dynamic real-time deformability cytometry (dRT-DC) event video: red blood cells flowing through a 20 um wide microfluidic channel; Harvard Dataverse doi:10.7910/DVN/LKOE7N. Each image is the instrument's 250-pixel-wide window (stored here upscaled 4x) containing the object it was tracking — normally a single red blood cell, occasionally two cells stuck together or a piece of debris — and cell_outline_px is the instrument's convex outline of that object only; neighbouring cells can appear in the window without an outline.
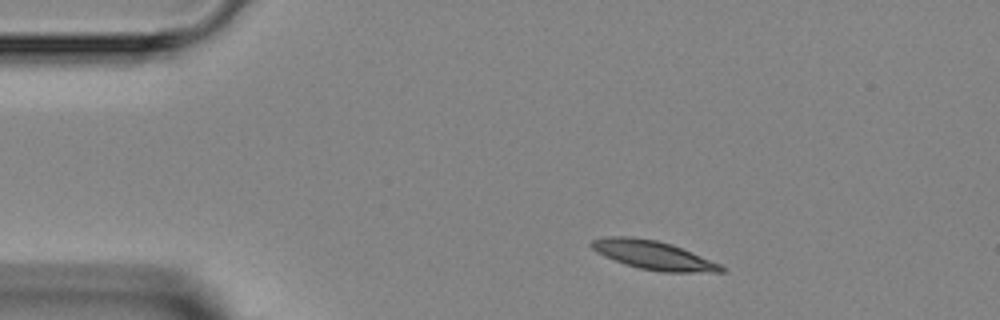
{"species": "Egyptian fruit bat (a non-hibernating species)", "species_latin": "Rousettus aegyptiacus", "temperature_condition": "room temperature", "stored_images_in_passage": 5, "camera_frame_rate_fps": 3000, "um_per_image_px": 0.085, "animal": {"sex": "female"}, "frame": {"image": 1, "passage_image": 1, "time_ms": 0.0, "image_size_px": [1000, 320], "cell_outline_px": [[728, 268], [724, 272], [660, 272], [640, 268], [624, 264], [604, 256], [596, 252], [588, 244], [592, 240], [604, 236], [628, 236], [656, 240], [672, 244], [692, 252], [720, 264]], "centroid_in_image_um": [55.52, 21.68], "position_along_channel_um": 29.5, "area_um2": 21.85}}
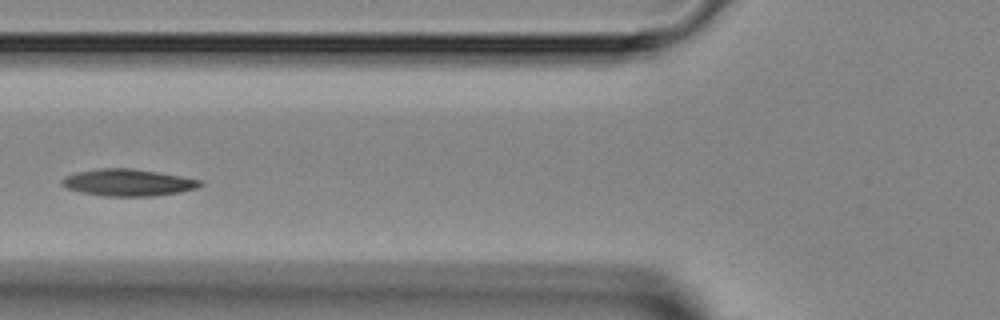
{"frame": {"image": 2, "passage_image": 4, "time_ms": 3.333, "image_size_px": [1000, 320], "cell_outline_px": [[204, 184], [196, 188], [180, 192], [152, 196], [104, 196], [80, 192], [68, 188], [60, 184], [60, 180], [64, 176], [76, 172], [100, 168], [132, 168], [180, 176], [200, 180]], "centroid_in_image_um": [10.84, 15.51], "position_along_channel_um": 115.0, "area_um2": 21.62}}
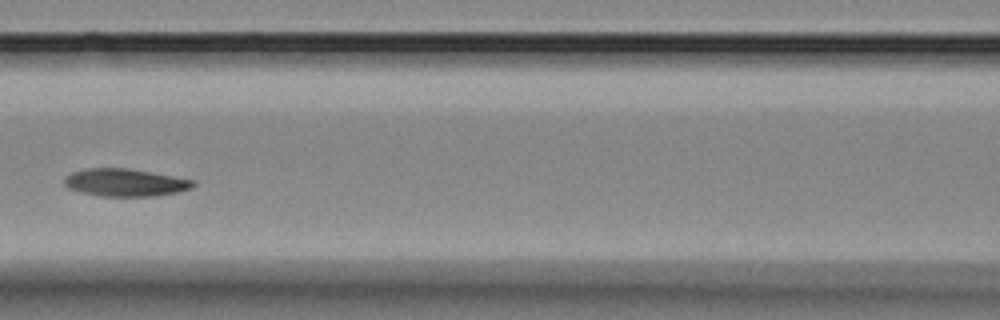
{"frame": {"image": 3, "passage_image": 5, "time_ms": 4.333, "image_size_px": [1000, 320], "cell_outline_px": [[196, 184], [192, 188], [176, 192], [152, 196], [100, 196], [80, 192], [68, 188], [64, 184], [64, 176], [72, 172], [84, 168], [128, 168], [152, 172], [196, 180]], "centroid_in_image_um": [10.63, 15.5], "position_along_channel_um": 156.0, "area_um2": 20.87}}